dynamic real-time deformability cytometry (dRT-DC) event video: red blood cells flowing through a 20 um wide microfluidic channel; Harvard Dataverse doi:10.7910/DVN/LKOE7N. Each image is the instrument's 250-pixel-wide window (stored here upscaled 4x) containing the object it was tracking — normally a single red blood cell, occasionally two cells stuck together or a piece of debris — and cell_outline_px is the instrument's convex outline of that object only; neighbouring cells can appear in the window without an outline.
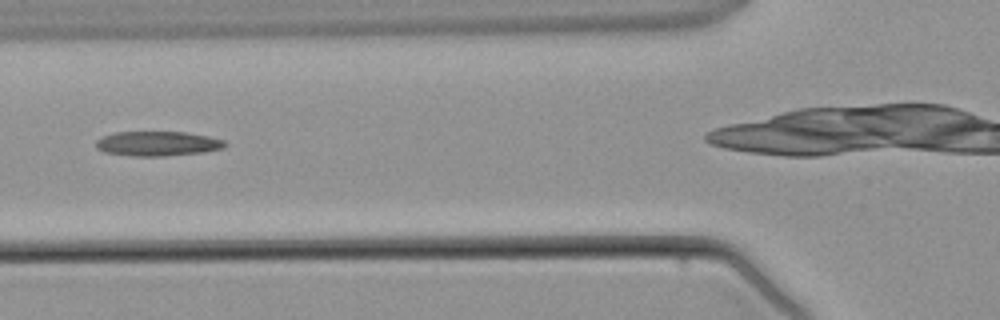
{"species": "common noctule bat (a hibernating species)", "species_latin": "Nyctalus noctula", "temperature_condition": "warm", "stored_images_in_passage": 3, "camera_frame_rate_fps": 3000, "um_per_image_px": 0.085, "animal": {"sex": "male", "body_mass_g": 21.5, "forearm_length_mm": 52.0}, "frame": {"image": 1, "passage_image": 3, "time_ms": 2.333, "image_size_px": [1000, 320], "cell_outline_px": [[228, 144], [224, 148], [204, 152], [164, 156], [132, 156], [104, 152], [96, 148], [96, 140], [104, 136], [116, 132], [184, 132], [208, 136], [224, 140]], "centroid_in_image_um": [13.41, 12.21], "position_along_channel_um": 112.4, "area_um2": 18.55}}